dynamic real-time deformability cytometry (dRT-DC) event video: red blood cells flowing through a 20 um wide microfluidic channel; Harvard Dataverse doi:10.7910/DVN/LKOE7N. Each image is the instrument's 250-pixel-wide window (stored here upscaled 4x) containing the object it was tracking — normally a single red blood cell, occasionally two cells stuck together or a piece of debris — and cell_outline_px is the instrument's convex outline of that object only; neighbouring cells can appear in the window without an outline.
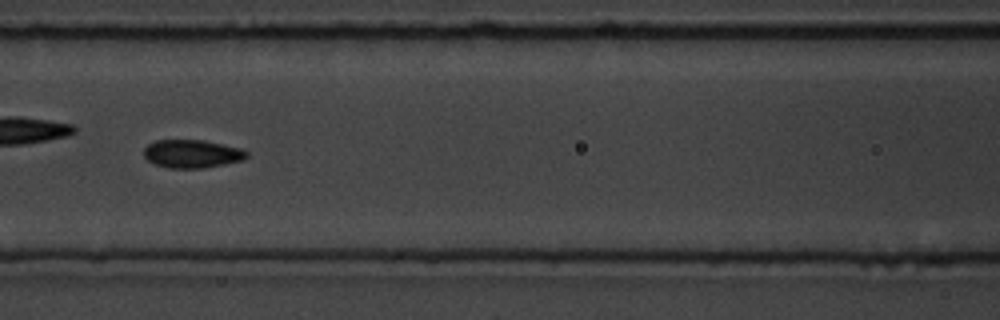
{"species": "common noctule bat (a hibernating species)", "species_latin": "Nyctalus noctula", "temperature_condition": "room temperature", "stored_images_in_passage": 56, "camera_frame_rate_fps": 3000, "um_per_image_px": 0.085, "animal": {"sex": "male", "body_mass_g": 19.5, "forearm_length_mm": 54.6}, "frame": {"image": 1, "passage_image": 25, "time_ms": 8.0, "image_size_px": [1000, 320], "cell_outline_px": [[248, 156], [244, 160], [204, 168], [168, 168], [156, 164], [148, 160], [144, 156], [144, 148], [148, 144], [156, 140], [204, 140], [240, 148], [248, 152]], "centroid_in_image_um": [16.33, 13.07], "position_along_channel_um": 150.3, "area_um2": 16.88}}
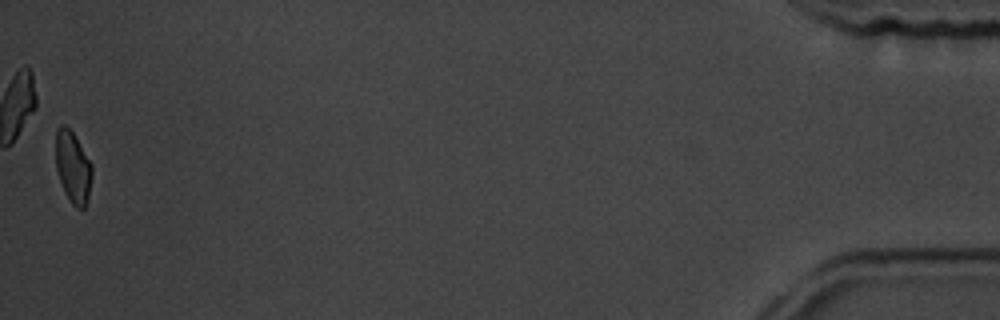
{"frame": {"image": 2, "passage_image": 56, "time_ms": 18.333, "image_size_px": [1000, 320], "cell_outline_px": [[92, 176], [88, 200], [84, 208], [76, 208], [72, 204], [64, 192], [56, 168], [56, 128], [60, 124], [64, 124], [72, 132], [92, 164]], "centroid_in_image_um": [6.2, 14.22], "position_along_channel_um": 429.0, "area_um2": 15.14}, "authors_computed_cell_mechanics": {"area_um2": 16.6753, "velocity_mm_per_s": 3.6247, "shape_relaxation_time_tau1_ms": 6.0357, "shape_relaxation_time_tau2_ms": 1.4287, "deformation_change_tau1": 0.1096, "deformation_change_tau2": 0.0578}}